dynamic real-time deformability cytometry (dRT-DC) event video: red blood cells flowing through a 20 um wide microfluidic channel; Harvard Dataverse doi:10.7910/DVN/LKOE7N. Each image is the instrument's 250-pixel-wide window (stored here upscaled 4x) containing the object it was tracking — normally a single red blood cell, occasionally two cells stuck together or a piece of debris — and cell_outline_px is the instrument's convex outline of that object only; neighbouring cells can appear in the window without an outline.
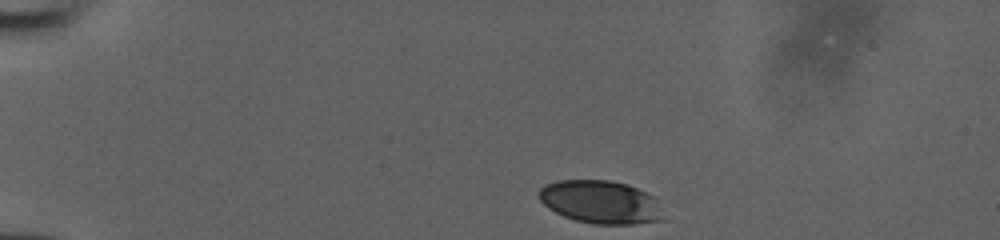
{"species": "human", "species_latin": "Homo sapiens", "temperature_condition": "room temperature", "stored_images_in_passage": 35, "camera_frame_rate_fps": 3000, "um_per_image_px": 0.085, "donor": {"sex": "male"}, "frame": {"image": 1, "passage_image": 1, "time_ms": 0.0, "image_size_px": [1000, 240], "cell_outline_px": [[664, 220], [632, 224], [592, 224], [576, 220], [564, 216], [548, 208], [540, 200], [540, 188], [544, 184], [556, 180], [608, 180], [624, 184], [636, 188], [656, 196]], "centroid_in_image_um": [51.06, 17.17], "position_along_channel_um": 33.9, "area_um2": 31.21}}
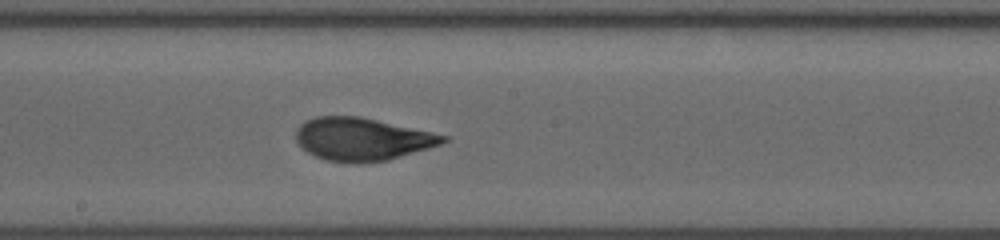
{"frame": {"image": 2, "passage_image": 20, "time_ms": 6.333, "image_size_px": [1000, 240], "cell_outline_px": [[448, 140], [440, 144], [428, 148], [388, 160], [360, 164], [348, 164], [324, 160], [308, 152], [296, 140], [296, 128], [304, 120], [316, 116], [360, 116], [432, 132], [448, 136]], "centroid_in_image_um": [30.75, 11.83], "position_along_channel_um": 217.4, "area_um2": 36.88}}
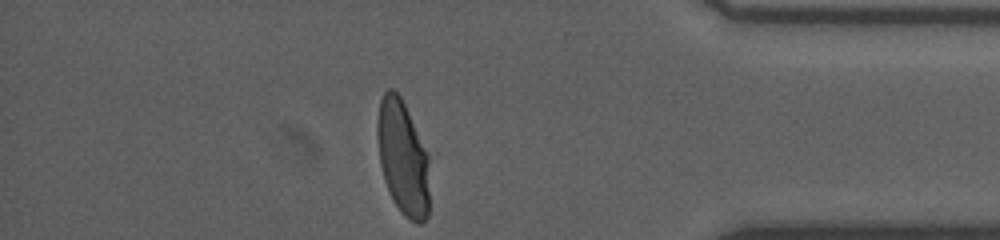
{"frame": {"image": 3, "passage_image": 35, "time_ms": 11.333, "image_size_px": [1000, 240], "cell_outline_px": [[428, 216], [420, 224], [416, 224], [408, 220], [400, 212], [392, 200], [384, 180], [380, 164], [376, 132], [376, 124], [380, 100], [384, 92], [388, 88], [392, 88], [400, 96], [404, 104], [428, 156]], "centroid_in_image_um": [34.21, 13.45], "position_along_channel_um": 401.0, "area_um2": 34.74}}